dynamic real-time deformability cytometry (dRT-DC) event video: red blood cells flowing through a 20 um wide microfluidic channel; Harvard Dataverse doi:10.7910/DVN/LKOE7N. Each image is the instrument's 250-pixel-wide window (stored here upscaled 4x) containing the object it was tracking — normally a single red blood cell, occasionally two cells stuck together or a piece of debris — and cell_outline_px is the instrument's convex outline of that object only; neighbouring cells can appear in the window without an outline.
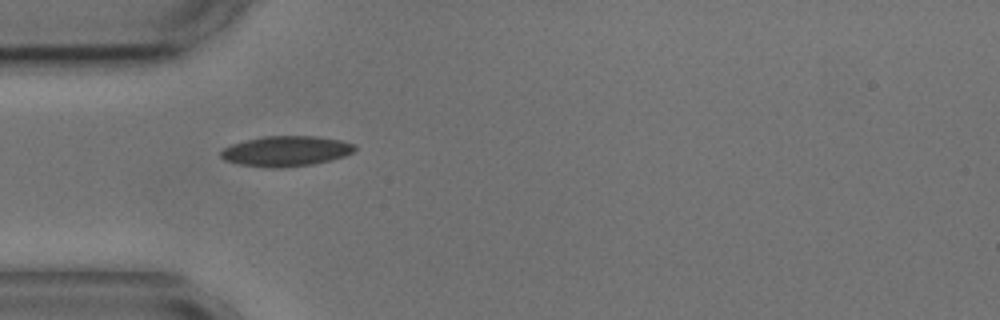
{"species": "common noctule bat (a hibernating species)", "species_latin": "Nyctalus noctula", "temperature_condition": "cold", "stored_images_in_passage": 1, "camera_frame_rate_fps": 3000, "um_per_image_px": 0.085, "animal": {"sex": "male", "body_mass_g": 17.9, "forearm_length_mm": 54.2}, "frame": {"image": 1, "passage_image": 1, "time_ms": 0.0, "image_size_px": [1000, 320], "cell_outline_px": [[356, 148], [352, 152], [344, 156], [312, 164], [284, 168], [264, 168], [240, 164], [224, 160], [220, 156], [220, 152], [224, 148], [232, 144], [244, 140], [264, 136], [316, 136], [340, 140], [356, 144]], "centroid_in_image_um": [24.29, 12.85], "position_along_channel_um": 60.7, "area_um2": 23.7}}